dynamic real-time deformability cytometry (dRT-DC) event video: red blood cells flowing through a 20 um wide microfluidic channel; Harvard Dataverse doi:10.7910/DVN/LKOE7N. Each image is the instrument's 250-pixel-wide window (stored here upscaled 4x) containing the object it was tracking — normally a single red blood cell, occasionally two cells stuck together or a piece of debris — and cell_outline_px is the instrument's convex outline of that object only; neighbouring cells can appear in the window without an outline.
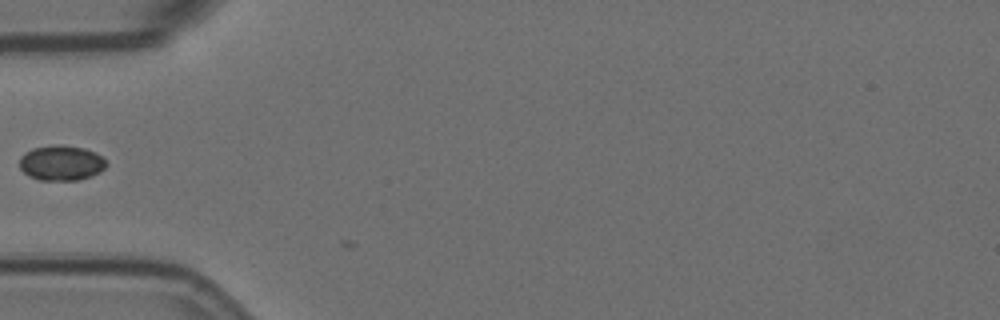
{"species": "Egyptian fruit bat (a non-hibernating species)", "species_latin": "Rousettus aegyptiacus", "temperature_condition": "room temperature", "stored_images_in_passage": 4, "camera_frame_rate_fps": 3000, "um_per_image_px": 0.085, "animal": {"sex": "female"}, "frame": {"image": 1, "passage_image": 3, "time_ms": 0.667, "image_size_px": [1000, 320], "cell_outline_px": [[108, 164], [100, 172], [92, 176], [76, 180], [40, 180], [28, 176], [20, 168], [20, 156], [24, 152], [32, 148], [56, 144], [60, 144], [84, 148], [96, 152]], "centroid_in_image_um": [5.19, 13.84], "position_along_channel_um": 79.8, "area_um2": 17.92}}